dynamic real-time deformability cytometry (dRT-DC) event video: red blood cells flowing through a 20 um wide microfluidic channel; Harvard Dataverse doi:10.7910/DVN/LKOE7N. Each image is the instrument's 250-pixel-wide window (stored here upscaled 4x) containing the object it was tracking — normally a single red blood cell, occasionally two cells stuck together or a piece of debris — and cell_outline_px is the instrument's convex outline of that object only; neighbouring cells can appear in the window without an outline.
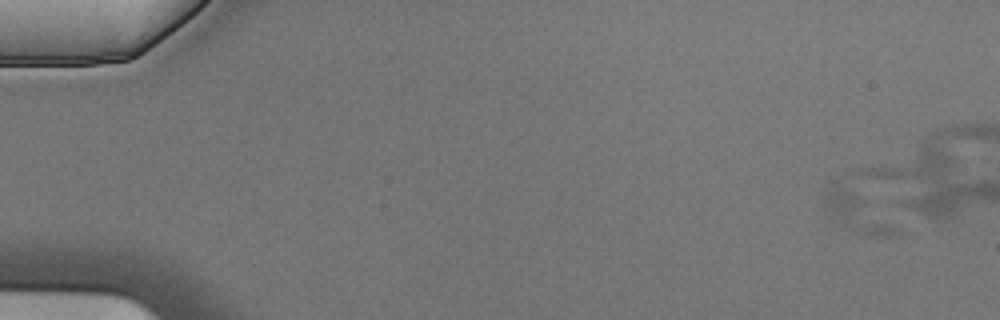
{"species": "Egyptian fruit bat (a non-hibernating species)", "species_latin": "Rousettus aegyptiacus", "temperature_condition": "cold", "stored_images_in_passage": 6, "camera_frame_rate_fps": 3000, "um_per_image_px": 0.085, "animal": {"sex": "male"}, "frame": {"image": 1, "passage_image": 1, "time_ms": 0.0, "image_size_px": [1000, 320], "cell_outline_px": [[904, 232], [900, 236], [868, 236], [856, 232], [844, 224], [824, 208], [824, 196], [832, 184], [840, 176], [900, 228]], "centroid_in_image_um": [72.92, 17.97], "position_along_channel_um": 12.1, "area_um2": 16.99}}